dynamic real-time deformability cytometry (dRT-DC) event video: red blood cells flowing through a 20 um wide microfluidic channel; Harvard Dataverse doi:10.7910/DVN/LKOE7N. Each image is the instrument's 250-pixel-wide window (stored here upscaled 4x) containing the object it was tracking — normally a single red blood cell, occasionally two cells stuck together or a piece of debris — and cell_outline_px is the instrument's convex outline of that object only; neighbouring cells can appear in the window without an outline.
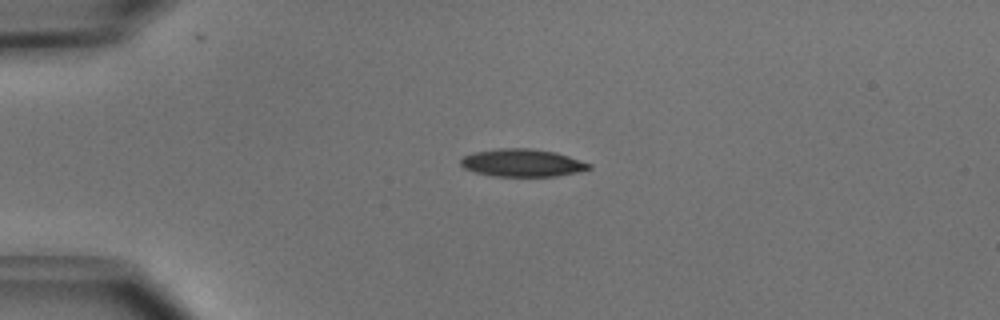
{"species": "common noctule bat (a hibernating species)", "species_latin": "Nyctalus noctula", "temperature_condition": "cold", "stored_images_in_passage": 20, "camera_frame_rate_fps": 3000, "um_per_image_px": 0.085, "animal": {"sex": "male", "body_mass_g": 15.6}, "frame": {"image": 1, "passage_image": 1, "time_ms": 0.0, "image_size_px": [1000, 320], "cell_outline_px": [[592, 168], [576, 172], [556, 176], [492, 176], [476, 172], [464, 168], [460, 164], [460, 160], [464, 156], [472, 152], [496, 148], [532, 148], [556, 152], [592, 164]], "centroid_in_image_um": [44.37, 13.83], "position_along_channel_um": 40.6, "area_um2": 20.75}}
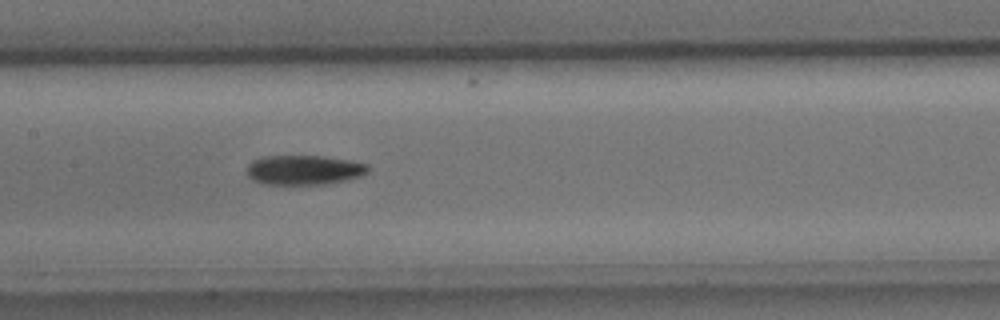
{"frame": {"image": 2, "passage_image": 14, "time_ms": 4.333, "image_size_px": [1000, 320], "cell_outline_px": [[372, 168], [364, 176], [324, 184], [264, 184], [252, 180], [248, 176], [248, 164], [252, 160], [264, 156], [324, 156], [348, 160], [368, 164]], "centroid_in_image_um": [25.87, 14.44], "position_along_channel_um": 181.5, "area_um2": 21.04}}
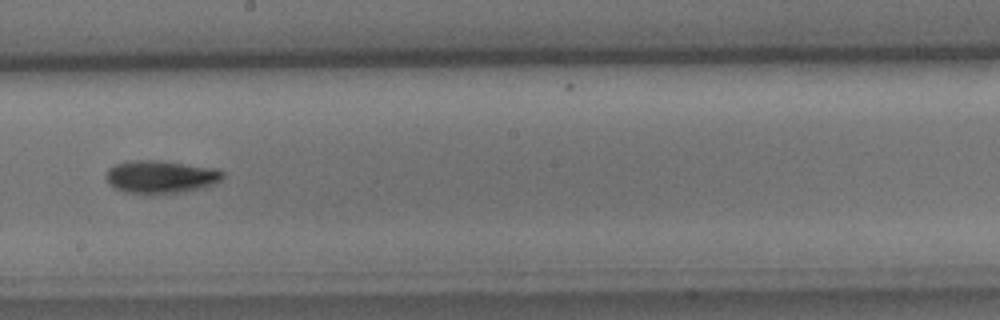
{"frame": {"image": 3, "passage_image": 18, "time_ms": 5.667, "image_size_px": [1000, 320], "cell_outline_px": [[224, 176], [216, 184], [204, 188], [184, 192], [156, 196], [152, 196], [124, 192], [108, 184], [104, 176], [108, 168], [116, 164], [132, 160], [160, 160], [212, 168], [224, 172]], "centroid_in_image_um": [13.63, 15.07], "position_along_channel_um": 234.6, "area_um2": 23.06}}